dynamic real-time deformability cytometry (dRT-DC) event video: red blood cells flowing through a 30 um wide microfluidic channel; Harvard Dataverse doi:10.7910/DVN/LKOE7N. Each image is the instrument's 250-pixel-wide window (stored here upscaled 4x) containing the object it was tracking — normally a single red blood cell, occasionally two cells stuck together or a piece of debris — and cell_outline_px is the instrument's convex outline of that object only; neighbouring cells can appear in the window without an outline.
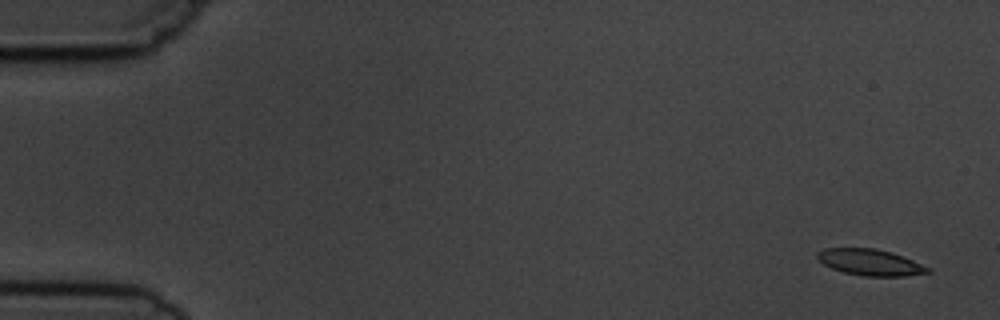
{"species": "common noctule bat (a hibernating species)", "species_latin": "Nyctalus noctula", "temperature_condition": "cold", "stored_images_in_passage": 4, "camera_frame_rate_fps": 3000, "um_per_image_px": 0.085, "animal": {"sex": "male", "body_mass_g": 19.5, "forearm_length_mm": 54.6}, "frame": {"image": 1, "passage_image": 1, "time_ms": 0.0, "image_size_px": [1000, 320], "cell_outline_px": [[932, 272], [904, 276], [864, 276], [844, 272], [832, 268], [824, 264], [816, 256], [816, 252], [824, 248], [876, 248], [892, 252], [932, 268]], "centroid_in_image_um": [73.99, 22.29], "position_along_channel_um": 11.0, "area_um2": 16.94}}
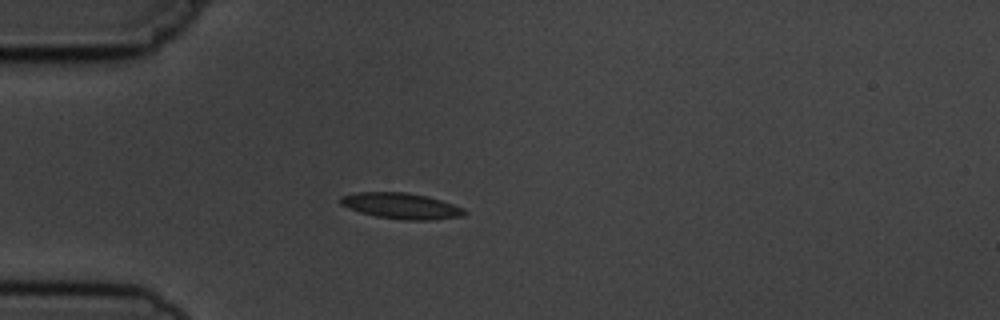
{"frame": {"image": 2, "passage_image": 4, "time_ms": 4.333, "image_size_px": [1000, 320], "cell_outline_px": [[468, 212], [464, 216], [432, 220], [400, 220], [376, 216], [360, 212], [340, 204], [340, 196], [356, 192], [404, 192], [428, 196], [464, 208]], "centroid_in_image_um": [34.12, 17.5], "position_along_channel_um": 50.9, "area_um2": 18.79}}